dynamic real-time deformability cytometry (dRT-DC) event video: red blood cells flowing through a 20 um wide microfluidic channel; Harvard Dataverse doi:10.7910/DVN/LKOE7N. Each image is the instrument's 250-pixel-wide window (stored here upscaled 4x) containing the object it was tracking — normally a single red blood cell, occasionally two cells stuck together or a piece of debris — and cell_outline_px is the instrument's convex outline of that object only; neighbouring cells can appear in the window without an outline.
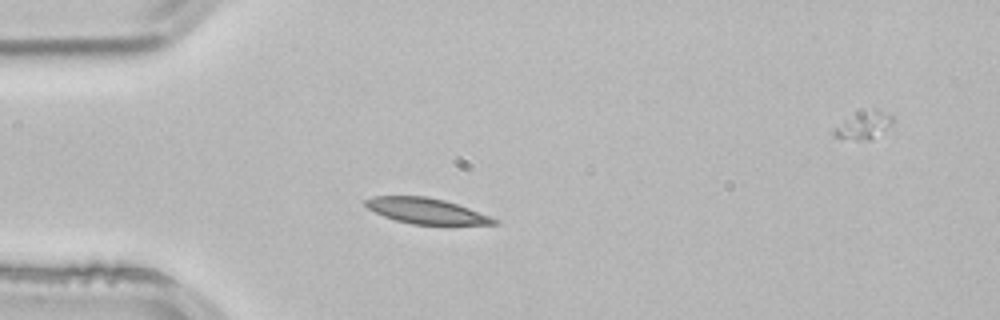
{"species": "common noctule bat (a hibernating species)", "species_latin": "Nyctalus noctula", "temperature_condition": "room temperature", "stored_images_in_passage": 5, "camera_frame_rate_fps": 3000, "um_per_image_px": 0.085, "animal": {"sex": "male", "body_mass_g": 21.5, "forearm_length_mm": 52.0}, "frame": {"image": 1, "passage_image": 4, "time_ms": 1.0, "image_size_px": [1000, 320], "cell_outline_px": [[500, 224], [412, 224], [396, 220], [384, 216], [368, 208], [364, 204], [364, 200], [372, 196], [424, 196], [444, 200], [468, 208], [500, 220]], "centroid_in_image_um": [36.22, 17.92], "position_along_channel_um": 48.8, "area_um2": 18.9}}